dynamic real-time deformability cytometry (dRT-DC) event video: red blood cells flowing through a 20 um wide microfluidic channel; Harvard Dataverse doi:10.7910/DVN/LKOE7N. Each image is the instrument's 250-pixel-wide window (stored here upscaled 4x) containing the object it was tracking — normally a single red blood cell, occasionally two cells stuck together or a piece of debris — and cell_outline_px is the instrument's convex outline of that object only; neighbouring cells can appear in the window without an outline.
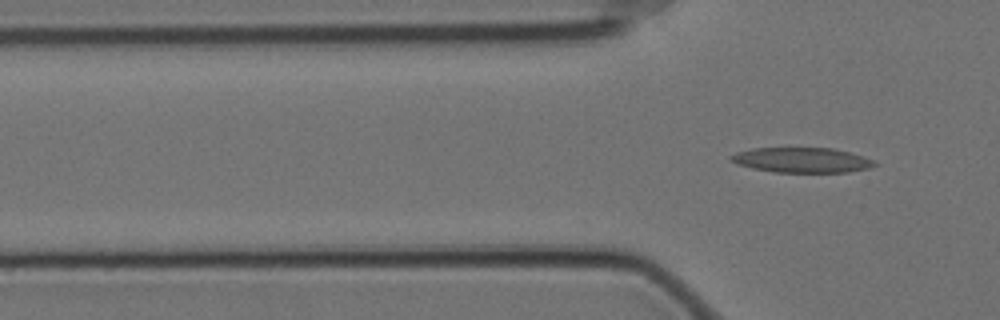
{"species": "Egyptian fruit bat (a non-hibernating species)", "species_latin": "Rousettus aegyptiacus", "temperature_condition": "cold", "stored_images_in_passage": 2, "camera_frame_rate_fps": 3000, "um_per_image_px": 0.085, "animal": {"sex": "female"}, "frame": {"image": 1, "passage_image": 2, "time_ms": 0.333, "image_size_px": [1000, 320], "cell_outline_px": [[876, 164], [868, 168], [848, 172], [772, 172], [752, 168], [736, 164], [728, 156], [736, 152], [752, 148], [832, 148], [864, 156], [872, 160]], "centroid_in_image_um": [68.11, 13.6], "position_along_channel_um": 57.7, "area_um2": 20.87}}